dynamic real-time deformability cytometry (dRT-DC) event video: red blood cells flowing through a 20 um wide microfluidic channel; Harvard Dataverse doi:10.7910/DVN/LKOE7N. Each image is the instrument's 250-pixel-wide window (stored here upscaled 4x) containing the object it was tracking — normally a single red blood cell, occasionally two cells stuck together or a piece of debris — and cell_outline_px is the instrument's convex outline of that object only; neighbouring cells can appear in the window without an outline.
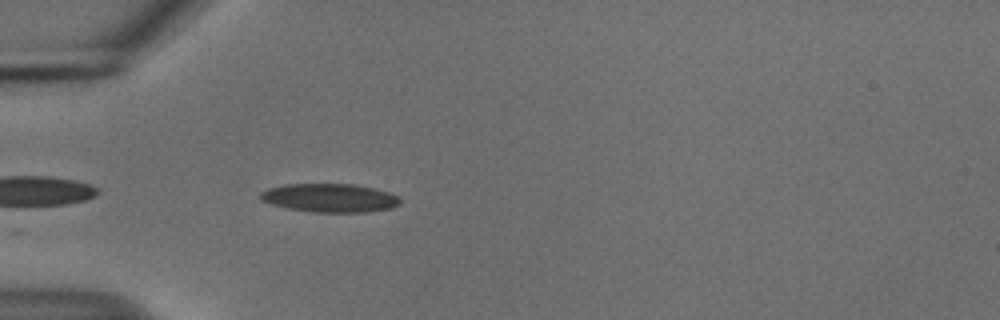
{"species": "common noctule bat (a hibernating species)", "species_latin": "Nyctalus noctula", "temperature_condition": "cold", "stored_images_in_passage": 17, "camera_frame_rate_fps": 3000, "um_per_image_px": 0.085, "animal": {"sex": "male", "body_mass_g": 18.8}, "frame": {"image": 1, "passage_image": 3, "time_ms": 0.667, "image_size_px": [1000, 320], "cell_outline_px": [[400, 204], [392, 208], [364, 212], [312, 212], [288, 208], [272, 204], [260, 200], [260, 192], [268, 188], [288, 184], [352, 184], [372, 188], [388, 192], [400, 196]], "centroid_in_image_um": [28.04, 16.82], "position_along_channel_um": 57.0, "area_um2": 23.18}}
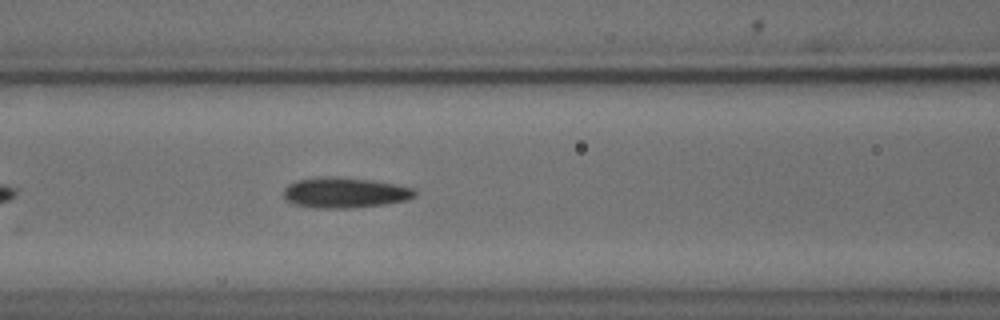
{"frame": {"image": 2, "passage_image": 10, "time_ms": 3.0, "image_size_px": [1000, 320], "cell_outline_px": [[416, 196], [408, 200], [384, 204], [344, 208], [316, 208], [296, 204], [284, 200], [284, 188], [288, 184], [296, 180], [320, 176], [336, 176], [372, 180], [412, 188], [416, 192]], "centroid_in_image_um": [29.26, 16.36], "position_along_channel_um": 137.3, "area_um2": 23.29}}
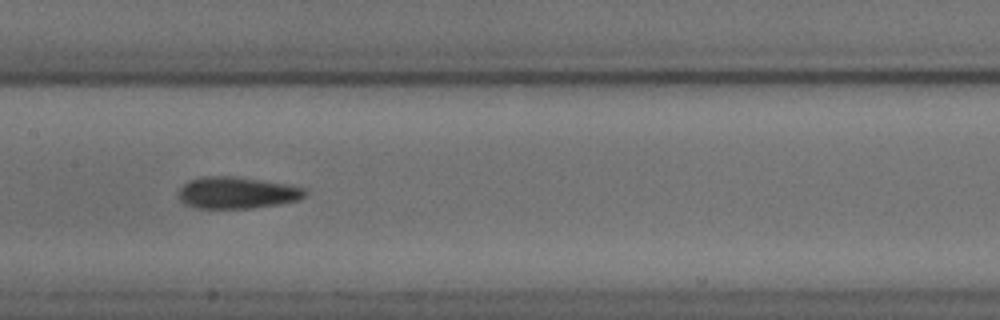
{"frame": {"image": 3, "passage_image": 14, "time_ms": 4.333, "image_size_px": [1000, 320], "cell_outline_px": [[308, 192], [300, 200], [280, 204], [252, 208], [196, 208], [184, 204], [180, 200], [180, 188], [188, 180], [200, 176], [232, 176], [288, 184], [304, 188]], "centroid_in_image_um": [20.15, 16.38], "position_along_channel_um": 187.2, "area_um2": 23.47}}